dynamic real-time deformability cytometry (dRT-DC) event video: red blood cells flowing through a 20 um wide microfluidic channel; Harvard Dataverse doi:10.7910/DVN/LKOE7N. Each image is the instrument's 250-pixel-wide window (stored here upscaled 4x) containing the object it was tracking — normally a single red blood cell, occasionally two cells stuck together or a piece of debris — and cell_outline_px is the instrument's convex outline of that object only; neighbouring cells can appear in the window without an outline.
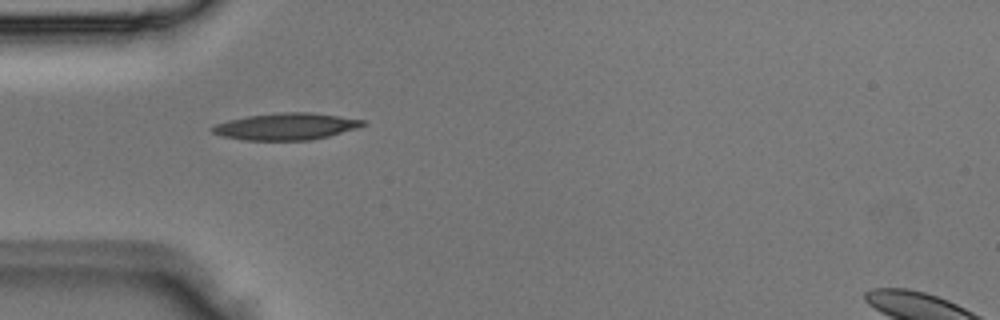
{"species": "Egyptian fruit bat (a non-hibernating species)", "species_latin": "Rousettus aegyptiacus", "temperature_condition": "room temperature", "stored_images_in_passage": 2, "camera_frame_rate_fps": 3000, "um_per_image_px": 0.085, "animal": {"sex": "male"}, "frame": {"image": 1, "passage_image": 1, "time_ms": 0.0, "image_size_px": [1000, 320], "cell_outline_px": [[368, 124], [360, 128], [312, 140], [244, 140], [220, 136], [212, 132], [212, 128], [216, 124], [228, 120], [248, 116], [280, 112], [312, 112], [368, 120]], "centroid_in_image_um": [24.4, 10.74], "position_along_channel_um": 60.6, "area_um2": 23.76}}
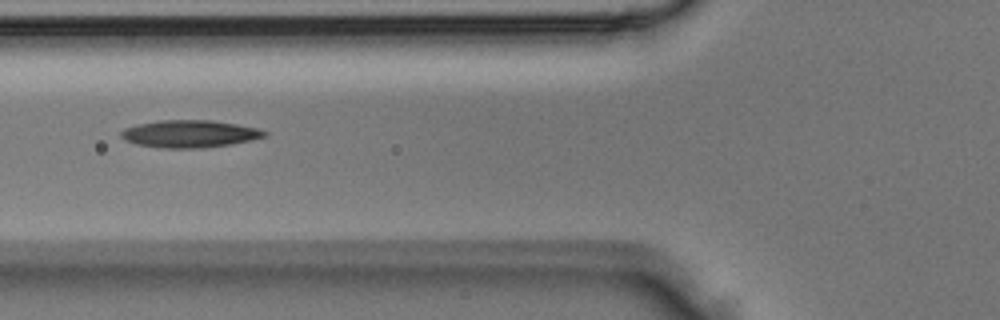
{"frame": {"image": 2, "passage_image": 2, "time_ms": 0.333, "image_size_px": [1000, 320], "cell_outline_px": [[268, 136], [252, 140], [232, 144], [200, 148], [164, 148], [136, 144], [124, 140], [120, 136], [120, 132], [124, 128], [140, 124], [160, 120], [212, 120], [236, 124], [256, 128], [268, 132]], "centroid_in_image_um": [16.13, 11.38], "position_along_channel_um": 109.7, "area_um2": 22.89}}